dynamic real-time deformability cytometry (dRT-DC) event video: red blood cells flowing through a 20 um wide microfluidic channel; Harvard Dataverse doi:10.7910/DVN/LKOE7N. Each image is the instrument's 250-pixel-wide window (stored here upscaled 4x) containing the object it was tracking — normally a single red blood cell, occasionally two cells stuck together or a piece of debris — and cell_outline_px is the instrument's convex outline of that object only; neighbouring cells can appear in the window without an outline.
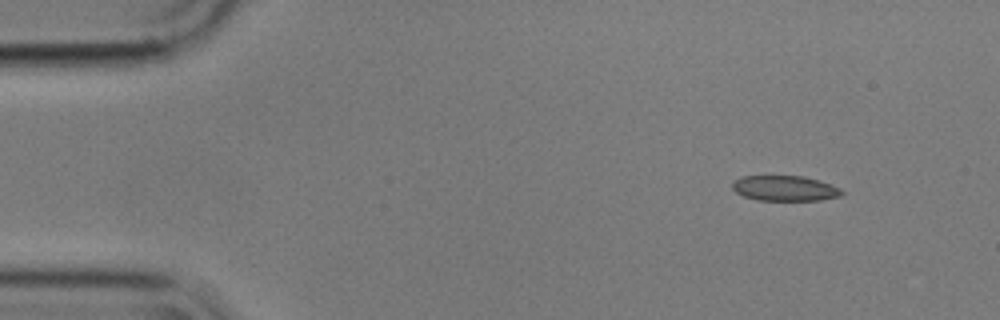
{"species": "common noctule bat (a hibernating species)", "species_latin": "Nyctalus noctula", "temperature_condition": "cold", "stored_images_in_passage": 3, "camera_frame_rate_fps": 3000, "um_per_image_px": 0.085, "animal": {"sex": "male", "body_mass_g": 17.9}, "frame": {"image": 1, "passage_image": 1, "time_ms": 0.0, "image_size_px": [1000, 320], "cell_outline_px": [[844, 192], [840, 196], [820, 200], [756, 200], [744, 196], [736, 192], [732, 188], [732, 184], [740, 176], [804, 176], [840, 188]], "centroid_in_image_um": [66.69, 16.01], "position_along_channel_um": 18.3, "area_um2": 15.95}}
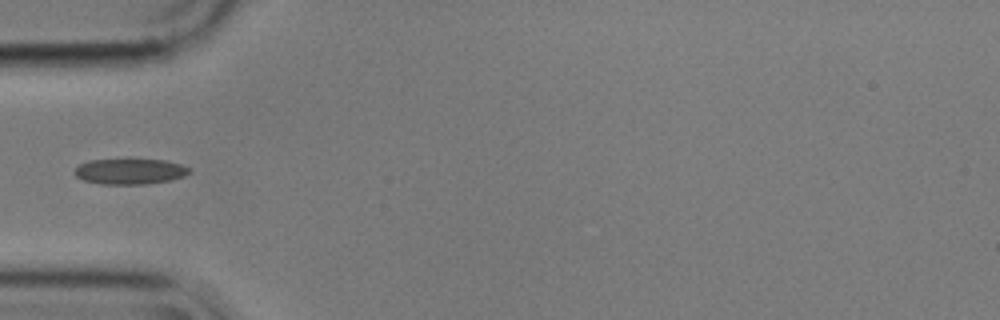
{"frame": {"image": 2, "passage_image": 3, "time_ms": 0.667, "image_size_px": [1000, 320], "cell_outline_px": [[188, 172], [184, 176], [168, 180], [140, 184], [100, 184], [84, 180], [76, 176], [72, 172], [80, 164], [88, 160], [132, 156], [164, 160], [180, 164], [188, 168]], "centroid_in_image_um": [10.96, 14.5], "position_along_channel_um": 74.0, "area_um2": 17.8}}